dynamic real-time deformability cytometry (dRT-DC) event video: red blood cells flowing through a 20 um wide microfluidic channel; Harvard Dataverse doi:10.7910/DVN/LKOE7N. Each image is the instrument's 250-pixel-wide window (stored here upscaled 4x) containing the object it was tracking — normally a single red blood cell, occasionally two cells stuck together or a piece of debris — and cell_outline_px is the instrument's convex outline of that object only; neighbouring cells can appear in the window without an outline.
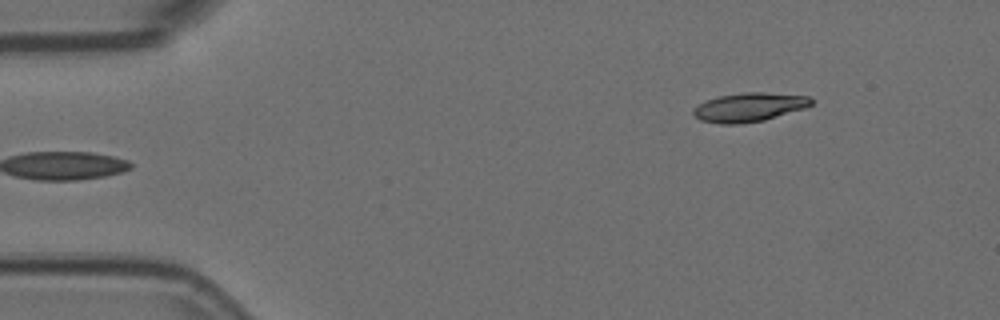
{"species": "Egyptian fruit bat (a non-hibernating species)", "species_latin": "Rousettus aegyptiacus", "temperature_condition": "room temperature", "stored_images_in_passage": 4, "camera_frame_rate_fps": 3000, "um_per_image_px": 0.085, "animal": {"sex": "female"}, "frame": {"image": 1, "passage_image": 4, "time_ms": 1.0, "image_size_px": [1000, 320], "cell_outline_px": [[816, 100], [812, 104], [804, 108], [764, 120], [740, 124], [720, 124], [700, 120], [692, 112], [692, 108], [708, 100], [720, 96], [744, 92], [764, 92], [808, 96]], "centroid_in_image_um": [63.7, 9.11], "position_along_channel_um": 21.3, "area_um2": 19.77}}